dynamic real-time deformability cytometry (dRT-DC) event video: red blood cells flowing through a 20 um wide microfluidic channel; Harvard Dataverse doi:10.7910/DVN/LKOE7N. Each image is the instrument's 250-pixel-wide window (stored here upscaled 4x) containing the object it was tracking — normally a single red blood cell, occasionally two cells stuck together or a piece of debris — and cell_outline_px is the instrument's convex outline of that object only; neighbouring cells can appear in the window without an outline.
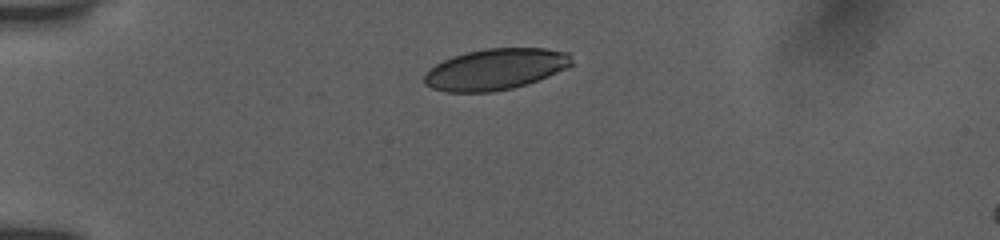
{"species": "human", "species_latin": "Homo sapiens", "temperature_condition": "room temperature", "stored_images_in_passage": 35, "camera_frame_rate_fps": 3000, "um_per_image_px": 0.085, "donor": {"sex": "female"}, "frame": {"image": 1, "passage_image": 1, "time_ms": 0.0, "image_size_px": [1000, 240], "cell_outline_px": [[572, 64], [548, 76], [512, 88], [492, 92], [448, 92], [432, 88], [424, 84], [424, 76], [436, 64], [452, 56], [468, 52], [488, 48], [544, 48], [568, 52], [572, 60]], "centroid_in_image_um": [42.1, 5.88], "position_along_channel_um": 42.9, "area_um2": 34.91}}
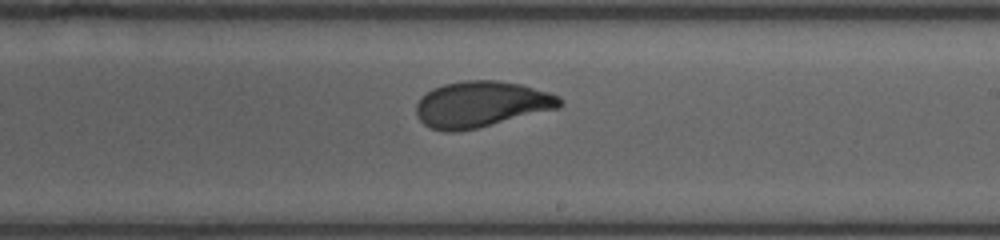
{"frame": {"image": 2, "passage_image": 20, "time_ms": 6.333, "image_size_px": [1000, 240], "cell_outline_px": [[564, 104], [560, 108], [476, 128], [452, 132], [448, 132], [432, 128], [424, 124], [416, 116], [416, 104], [432, 88], [444, 84], [464, 80], [496, 80], [520, 84], [548, 92], [560, 96]], "centroid_in_image_um": [40.93, 8.85], "position_along_channel_um": 248.1, "area_um2": 38.32}}
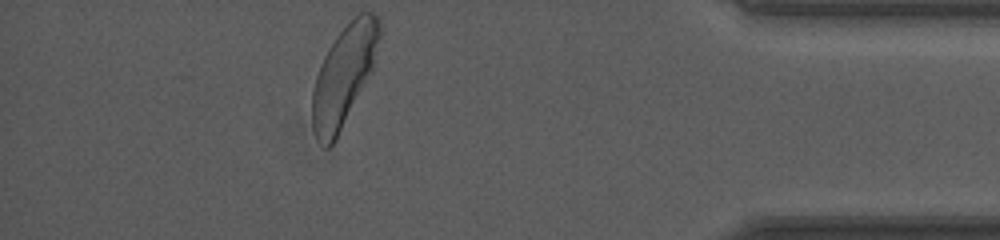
{"frame": {"image": 3, "passage_image": 35, "time_ms": 11.333, "image_size_px": [1000, 240], "cell_outline_px": [[380, 36], [372, 68], [336, 140], [328, 148], [324, 148], [316, 140], [312, 128], [312, 92], [316, 76], [320, 64], [328, 48], [336, 36], [360, 12], [372, 12], [380, 16]], "centroid_in_image_um": [29.2, 6.45], "position_along_channel_um": 406.0, "area_um2": 38.73}, "authors_computed_cell_mechanics": {"area_um2": 38.2636, "velocity_mm_per_s": 3.8822, "shape_relaxation_time_tau1_ms": 3.7538, "shape_relaxation_time_tau2_ms": null, "deformation_change_tau1": 0.1354, "deformation_change_tau2": null}}